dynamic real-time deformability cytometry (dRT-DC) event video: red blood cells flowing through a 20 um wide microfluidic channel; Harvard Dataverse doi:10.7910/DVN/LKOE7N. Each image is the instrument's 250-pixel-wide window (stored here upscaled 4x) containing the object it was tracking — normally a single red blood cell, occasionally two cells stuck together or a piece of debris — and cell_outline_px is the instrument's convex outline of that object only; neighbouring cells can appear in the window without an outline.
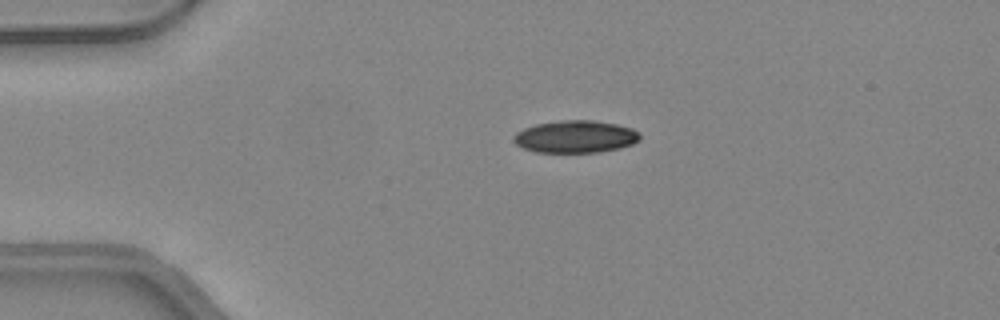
{"species": "common noctule bat (a hibernating species)", "species_latin": "Nyctalus noctula", "temperature_condition": "warm", "stored_images_in_passage": 38, "camera_frame_rate_fps": 3000, "um_per_image_px": 0.085, "animal": {"sex": "female", "body_mass_g": 24.6, "forearm_length_mm": 56.2}, "frame": {"image": 1, "passage_image": 1, "time_ms": 0.0, "image_size_px": [1000, 320], "cell_outline_px": [[640, 140], [632, 144], [620, 148], [600, 152], [536, 152], [524, 148], [516, 144], [512, 140], [512, 136], [516, 132], [524, 128], [536, 124], [560, 120], [592, 120], [616, 124], [632, 128], [640, 132]], "centroid_in_image_um": [48.91, 11.61], "position_along_channel_um": 36.1, "area_um2": 23.93}}
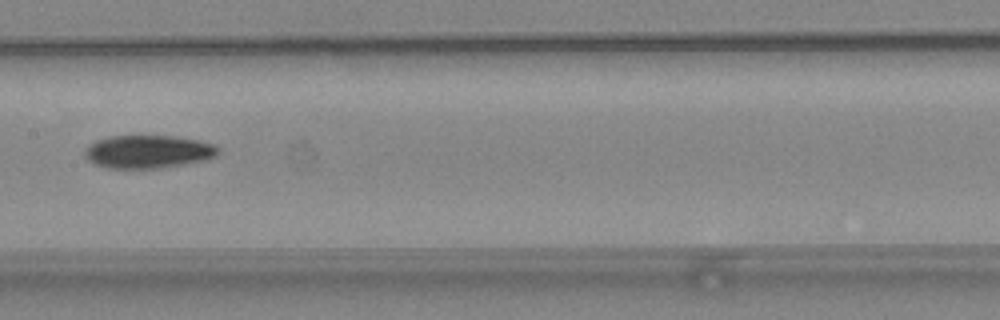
{"frame": {"image": 2, "passage_image": 15, "time_ms": 4.667, "image_size_px": [1000, 320], "cell_outline_px": [[220, 152], [216, 156], [208, 160], [160, 168], [108, 168], [96, 164], [88, 160], [84, 156], [84, 148], [88, 144], [96, 140], [108, 136], [172, 136], [196, 140], [216, 144], [220, 148]], "centroid_in_image_um": [12.6, 12.89], "position_along_channel_um": 194.8, "area_um2": 25.95}}
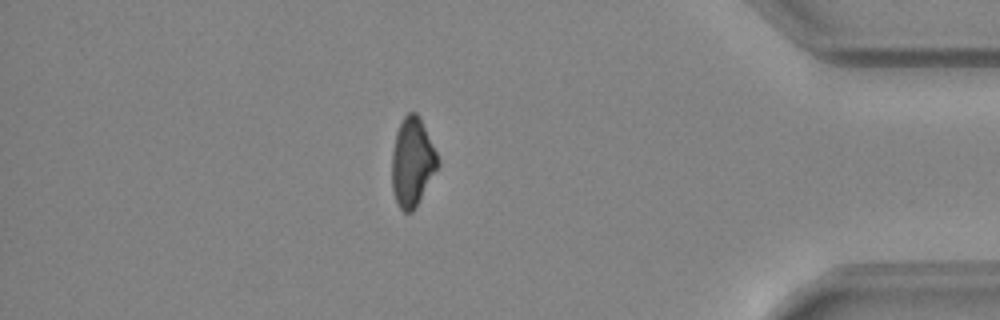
{"frame": {"image": 3, "passage_image": 32, "time_ms": 10.333, "image_size_px": [1000, 320], "cell_outline_px": [[440, 164], [416, 208], [412, 212], [404, 212], [400, 208], [396, 200], [392, 188], [392, 152], [396, 132], [404, 116], [408, 112], [416, 112], [420, 116], [440, 160]], "centroid_in_image_um": [35.06, 13.78], "position_along_channel_um": 400.1, "area_um2": 23.87}, "authors_computed_cell_mechanics": {"area_um2": 25.5476, "velocity_mm_per_s": 4.2897, "shape_relaxation_time_tau1_ms": 6.1074, "shape_relaxation_time_tau2_ms": null, "deformation_change_tau1": 0.1934, "deformation_change_tau2": null}}